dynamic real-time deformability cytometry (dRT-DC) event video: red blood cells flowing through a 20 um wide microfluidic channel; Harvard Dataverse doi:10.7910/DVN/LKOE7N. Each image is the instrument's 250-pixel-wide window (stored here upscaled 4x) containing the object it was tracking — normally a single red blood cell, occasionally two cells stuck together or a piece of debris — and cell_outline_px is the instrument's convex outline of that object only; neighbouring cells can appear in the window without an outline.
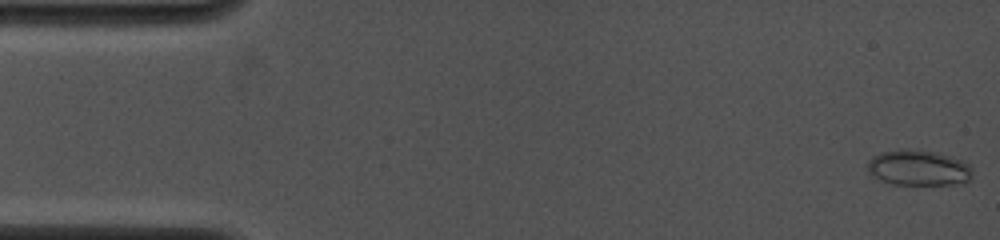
{"species": "common noctule bat (a hibernating species)", "species_latin": "Nyctalus noctula", "temperature_condition": "cold", "stored_images_in_passage": 9, "camera_frame_rate_fps": 4000, "um_per_image_px": 0.085, "animal": {"sex": "female", "body_mass_g": 19.0, "forearm_length_mm": 53.3}, "frame": {"image": 1, "passage_image": 1, "time_ms": 0.0, "image_size_px": [1000, 240], "cell_outline_px": [[972, 176], [968, 180], [952, 184], [892, 184], [880, 180], [868, 168], [868, 160], [872, 156], [880, 152], [900, 148], [908, 148], [936, 152], [952, 156], [968, 164], [972, 168]], "centroid_in_image_um": [78.06, 14.23], "position_along_channel_um": 6.9, "area_um2": 21.68}}
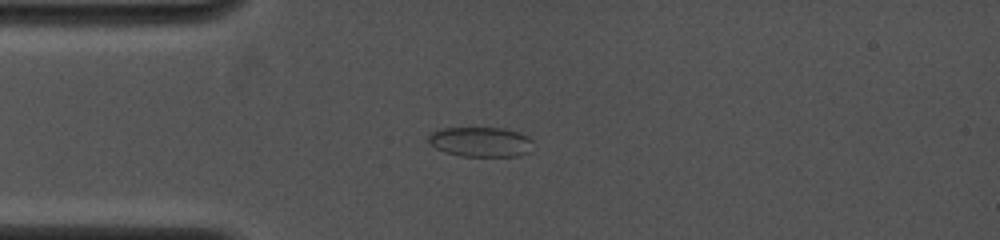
{"frame": {"image": 2, "passage_image": 8, "time_ms": 3.75, "image_size_px": [1000, 240], "cell_outline_px": [[532, 152], [520, 156], [460, 156], [444, 152], [428, 144], [428, 136], [432, 132], [440, 128], [504, 128], [528, 136], [532, 140]], "centroid_in_image_um": [40.86, 12.07], "position_along_channel_um": 44.1, "area_um2": 18.44}}